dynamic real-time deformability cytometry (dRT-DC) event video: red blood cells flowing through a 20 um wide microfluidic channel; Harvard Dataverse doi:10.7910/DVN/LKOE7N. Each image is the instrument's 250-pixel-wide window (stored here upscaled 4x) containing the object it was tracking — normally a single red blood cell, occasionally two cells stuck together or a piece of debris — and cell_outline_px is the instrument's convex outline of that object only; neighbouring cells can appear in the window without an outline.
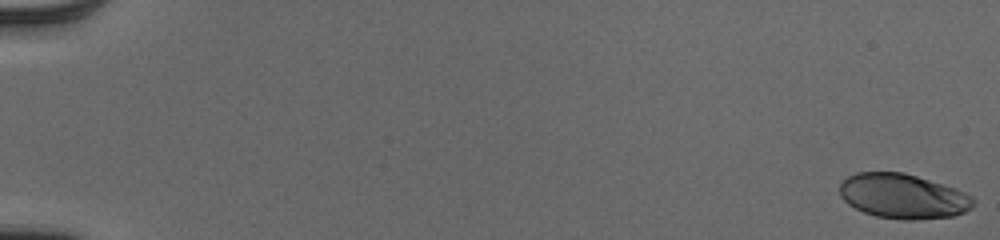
{"species": "human", "species_latin": "Homo sapiens", "temperature_condition": "cold", "stored_images_in_passage": 54, "camera_frame_rate_fps": 3000, "um_per_image_px": 0.085, "donor": {"sex": "male"}, "frame": {"image": 1, "passage_image": 1, "time_ms": 0.0, "image_size_px": [1000, 240], "cell_outline_px": [[976, 204], [972, 208], [956, 216], [916, 220], [900, 220], [876, 216], [864, 212], [848, 204], [840, 196], [840, 184], [848, 176], [856, 172], [904, 172], [956, 188], [972, 196], [976, 200]], "centroid_in_image_um": [76.79, 16.69], "position_along_channel_um": 8.2, "area_um2": 35.2}}
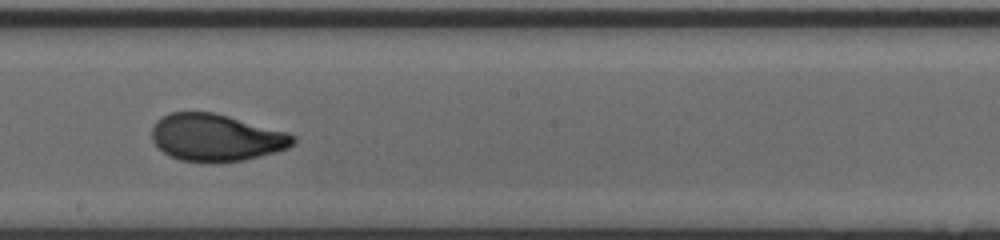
{"frame": {"image": 2, "passage_image": 33, "time_ms": 10.667, "image_size_px": [1000, 240], "cell_outline_px": [[296, 140], [288, 148], [276, 152], [244, 160], [212, 164], [180, 160], [168, 156], [152, 140], [152, 128], [156, 120], [168, 112], [212, 112], [228, 116], [288, 132], [296, 136]], "centroid_in_image_um": [18.36, 11.71], "position_along_channel_um": 229.8, "area_um2": 39.19}}
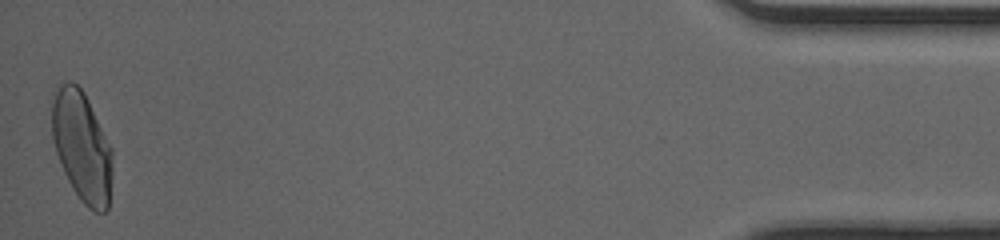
{"frame": {"image": 3, "passage_image": 54, "time_ms": 17.667, "image_size_px": [1000, 240], "cell_outline_px": [[112, 176], [108, 208], [104, 212], [92, 212], [80, 200], [72, 188], [64, 172], [56, 152], [52, 140], [52, 100], [60, 84], [68, 80], [72, 80], [84, 92], [112, 148]], "centroid_in_image_um": [6.97, 12.47], "position_along_channel_um": 428.2, "area_um2": 38.96}, "authors_computed_cell_mechanics": {"area_um2": 37.7145, "velocity_mm_per_s": 3.9745, "shape_relaxation_time_tau1_ms": 4.4327, "shape_relaxation_time_tau2_ms": 0.7803, "deformation_change_tau1": 0.1802, "deformation_change_tau2": 0.0589}}